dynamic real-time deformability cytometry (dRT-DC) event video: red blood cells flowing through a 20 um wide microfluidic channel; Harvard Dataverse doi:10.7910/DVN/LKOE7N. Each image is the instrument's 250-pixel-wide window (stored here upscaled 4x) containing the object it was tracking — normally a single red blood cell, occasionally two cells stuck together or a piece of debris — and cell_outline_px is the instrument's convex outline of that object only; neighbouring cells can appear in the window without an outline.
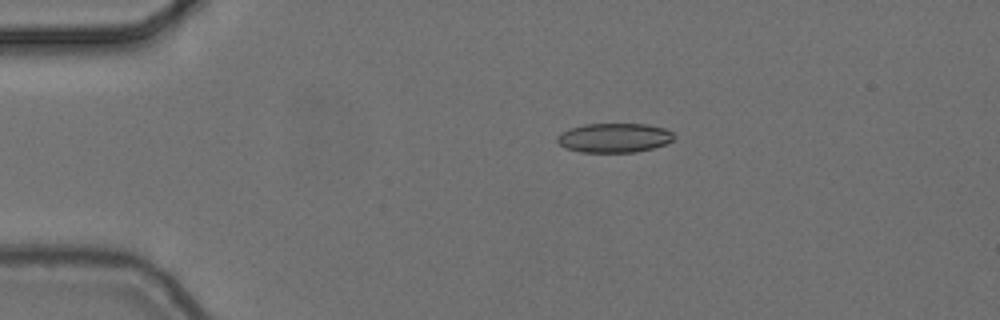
{"species": "common noctule bat (a hibernating species)", "species_latin": "Nyctalus noctula", "temperature_condition": "cold", "stored_images_in_passage": 4, "camera_frame_rate_fps": 3000, "um_per_image_px": 0.085, "animal": {"sex": "female", "body_mass_g": 24.6, "forearm_length_mm": 56.2}, "frame": {"image": 1, "passage_image": 1, "time_ms": 0.0, "image_size_px": [1000, 320], "cell_outline_px": [[676, 136], [672, 140], [664, 144], [652, 148], [636, 152], [580, 152], [564, 148], [556, 140], [556, 136], [560, 132], [568, 128], [584, 124], [648, 124], [664, 128], [672, 132]], "centroid_in_image_um": [52.17, 11.71], "position_along_channel_um": 32.8, "area_um2": 20.11}}
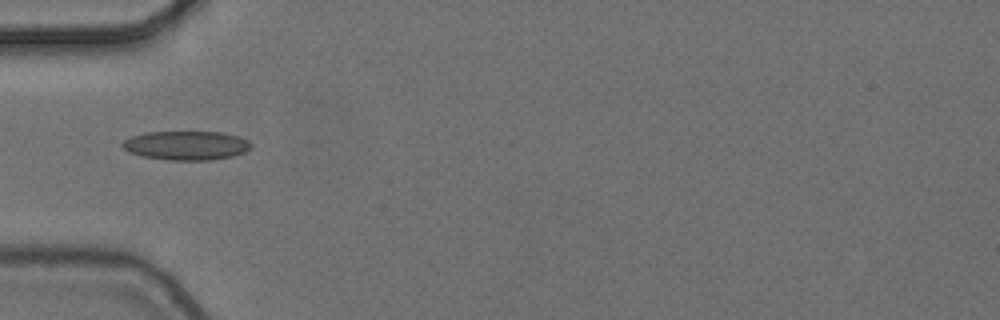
{"frame": {"image": 2, "passage_image": 3, "time_ms": 0.667, "image_size_px": [1000, 320], "cell_outline_px": [[252, 148], [244, 152], [232, 156], [212, 160], [168, 160], [144, 156], [128, 152], [120, 144], [124, 140], [132, 136], [148, 132], [220, 132], [240, 136], [248, 140], [252, 144]], "centroid_in_image_um": [15.86, 12.36], "position_along_channel_um": 69.1, "area_um2": 21.79}}
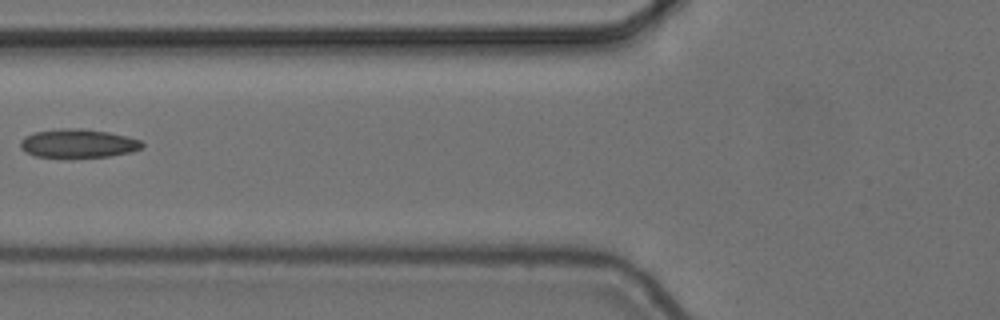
{"frame": {"image": 3, "passage_image": 4, "time_ms": 1.0, "image_size_px": [1000, 320], "cell_outline_px": [[144, 148], [132, 152], [108, 156], [64, 160], [36, 156], [24, 152], [20, 148], [20, 140], [24, 136], [32, 132], [60, 128], [80, 128], [108, 132], [128, 136], [140, 140], [144, 144]], "centroid_in_image_um": [6.6, 12.22], "position_along_channel_um": 119.2, "area_um2": 21.33}}